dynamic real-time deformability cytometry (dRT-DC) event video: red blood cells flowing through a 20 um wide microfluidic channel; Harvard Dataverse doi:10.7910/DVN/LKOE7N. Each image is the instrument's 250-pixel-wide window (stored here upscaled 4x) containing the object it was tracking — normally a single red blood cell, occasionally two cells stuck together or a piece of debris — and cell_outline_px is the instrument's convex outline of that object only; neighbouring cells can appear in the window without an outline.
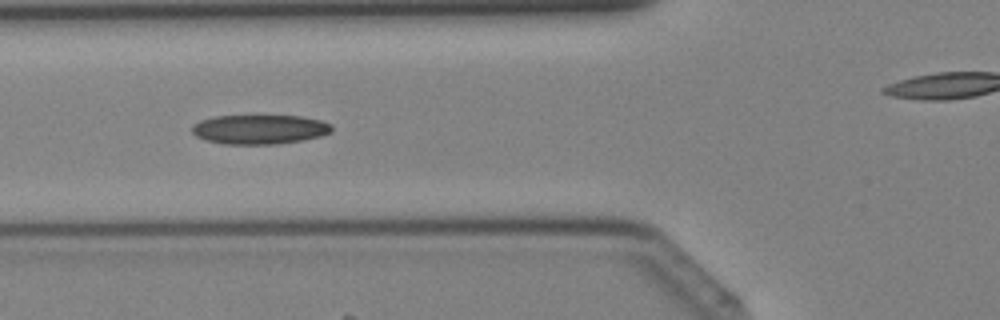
{"species": "Egyptian fruit bat (a non-hibernating species)", "species_latin": "Rousettus aegyptiacus", "temperature_condition": "cold", "stored_images_in_passage": 36, "camera_frame_rate_fps": 3000, "um_per_image_px": 0.085, "animal": {"sex": "female"}, "frame": {"image": 1, "passage_image": 10, "time_ms": 3.0, "image_size_px": [1000, 320], "cell_outline_px": [[332, 132], [320, 136], [304, 140], [276, 144], [224, 144], [208, 140], [196, 136], [192, 132], [192, 124], [200, 120], [216, 116], [300, 116], [320, 120], [332, 124]], "centroid_in_image_um": [22.08, 10.99], "position_along_channel_um": 103.7, "area_um2": 23.93}}
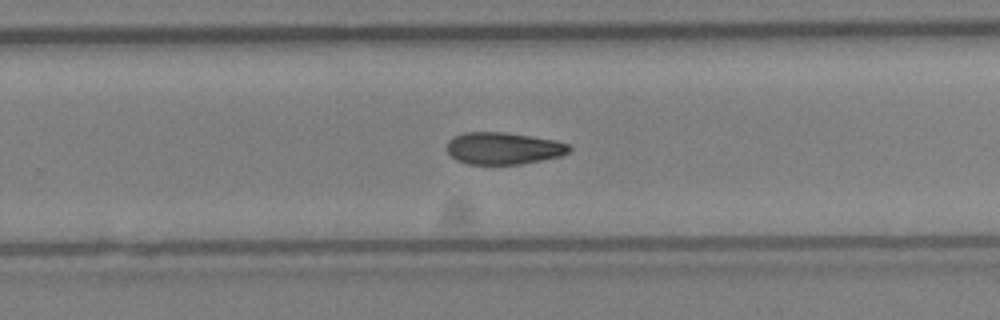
{"frame": {"image": 2, "passage_image": 21, "time_ms": 6.667, "image_size_px": [1000, 320], "cell_outline_px": [[572, 148], [568, 152], [560, 156], [520, 164], [468, 164], [456, 160], [448, 152], [448, 140], [452, 136], [464, 132], [504, 132], [532, 136], [556, 140], [568, 144]], "centroid_in_image_um": [42.78, 12.59], "position_along_channel_um": 287.0, "area_um2": 22.83}}
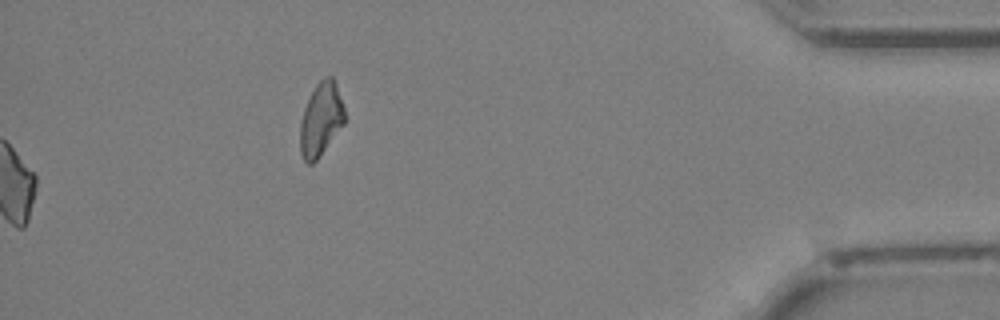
{"frame": {"image": 3, "passage_image": 36, "time_ms": 11.667, "image_size_px": [1000, 320], "cell_outline_px": [[344, 124], [320, 156], [312, 164], [308, 164], [304, 160], [300, 152], [300, 120], [304, 108], [316, 84], [324, 76], [332, 76], [336, 84], [344, 108]], "centroid_in_image_um": [27.26, 10.15], "position_along_channel_um": 407.9, "area_um2": 18.96}}